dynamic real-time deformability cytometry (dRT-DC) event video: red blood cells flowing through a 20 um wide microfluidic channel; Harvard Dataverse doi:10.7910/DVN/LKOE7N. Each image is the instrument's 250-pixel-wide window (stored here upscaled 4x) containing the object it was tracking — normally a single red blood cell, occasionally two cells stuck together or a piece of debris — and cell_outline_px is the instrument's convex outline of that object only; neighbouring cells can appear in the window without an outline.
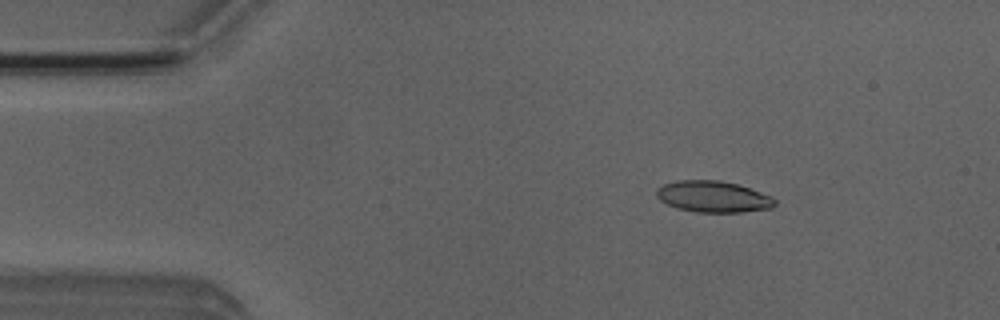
{"species": "Egyptian fruit bat (a non-hibernating species)", "species_latin": "Rousettus aegyptiacus", "temperature_condition": "room temperature", "stored_images_in_passage": 5, "camera_frame_rate_fps": 3000, "um_per_image_px": 0.085, "animal": {"sex": "male"}, "frame": {"image": 1, "passage_image": 3, "time_ms": 2.333, "image_size_px": [1000, 320], "cell_outline_px": [[776, 204], [772, 208], [744, 212], [696, 212], [680, 208], [668, 204], [660, 200], [656, 196], [656, 188], [664, 184], [676, 180], [720, 180], [736, 184], [772, 196], [776, 200]], "centroid_in_image_um": [60.62, 16.71], "position_along_channel_um": 24.4, "area_um2": 21.56}}
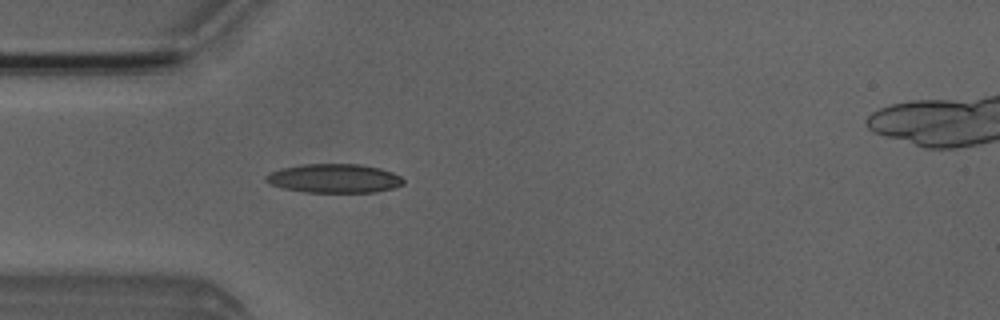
{"frame": {"image": 2, "passage_image": 5, "time_ms": 4.667, "image_size_px": [1000, 320], "cell_outline_px": [[404, 184], [392, 188], [376, 192], [304, 192], [284, 188], [268, 184], [264, 180], [264, 176], [280, 168], [304, 164], [360, 164], [380, 168], [392, 172], [400, 176], [404, 180]], "centroid_in_image_um": [28.39, 15.16], "position_along_channel_um": 56.6, "area_um2": 23.24}}